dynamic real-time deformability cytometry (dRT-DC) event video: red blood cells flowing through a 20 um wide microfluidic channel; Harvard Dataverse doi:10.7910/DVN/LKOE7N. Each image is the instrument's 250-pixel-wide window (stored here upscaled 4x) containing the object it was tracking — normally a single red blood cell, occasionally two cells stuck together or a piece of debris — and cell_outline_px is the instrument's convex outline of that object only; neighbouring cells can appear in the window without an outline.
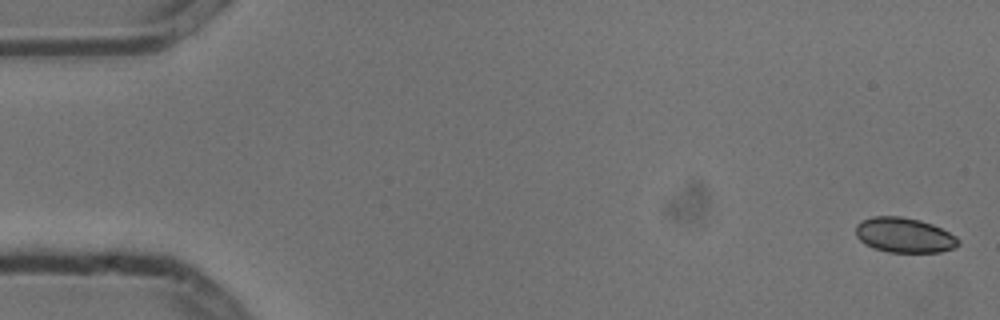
{"species": "common noctule bat (a hibernating species)", "species_latin": "Nyctalus noctula", "temperature_condition": "cold", "stored_images_in_passage": 5, "camera_frame_rate_fps": 3000, "um_per_image_px": 0.085, "animal": {"sex": "male", "body_mass_g": 13.3}, "frame": {"image": 1, "passage_image": 1, "time_ms": 0.0, "image_size_px": [1000, 320], "cell_outline_px": [[960, 244], [956, 248], [940, 252], [888, 252], [864, 244], [856, 236], [856, 224], [860, 220], [872, 216], [900, 216], [920, 220], [932, 224], [956, 236], [960, 240]], "centroid_in_image_um": [76.86, 19.98], "position_along_channel_um": 8.1, "area_um2": 21.04}}
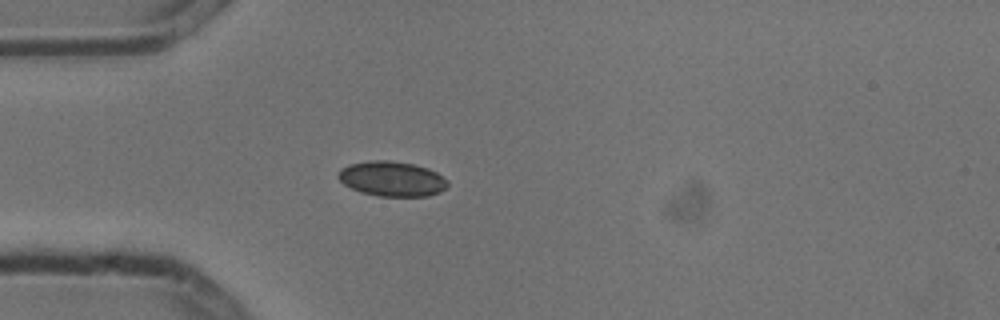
{"frame": {"image": 2, "passage_image": 5, "time_ms": 1.333, "image_size_px": [1000, 320], "cell_outline_px": [[448, 184], [440, 192], [428, 196], [380, 196], [360, 192], [344, 184], [336, 176], [340, 168], [348, 164], [368, 160], [388, 160], [412, 164], [428, 168], [436, 172], [448, 180]], "centroid_in_image_um": [33.29, 15.19], "position_along_channel_um": 51.7, "area_um2": 22.37}}